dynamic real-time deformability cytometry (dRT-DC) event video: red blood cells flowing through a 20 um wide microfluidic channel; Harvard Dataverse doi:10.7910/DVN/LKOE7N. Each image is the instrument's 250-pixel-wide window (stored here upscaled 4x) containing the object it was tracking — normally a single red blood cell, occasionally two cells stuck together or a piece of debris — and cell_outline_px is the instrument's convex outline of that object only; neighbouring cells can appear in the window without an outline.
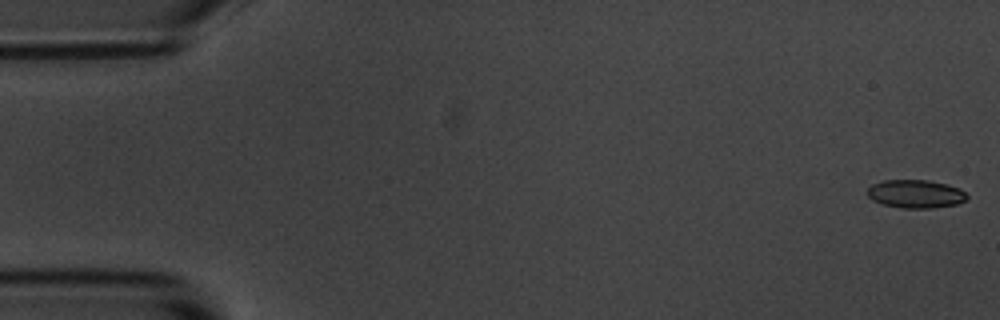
{"species": "common noctule bat (a hibernating species)", "species_latin": "Nyctalus noctula", "temperature_condition": "room temperature", "stored_images_in_passage": 5, "camera_frame_rate_fps": 3000, "um_per_image_px": 0.085, "animal": {"sex": "male", "body_mass_g": 20.1, "forearm_length_mm": 53.5}, "frame": {"image": 1, "passage_image": 1, "time_ms": 0.0, "image_size_px": [1000, 320], "cell_outline_px": [[968, 200], [956, 204], [932, 208], [900, 208], [880, 204], [872, 200], [864, 192], [872, 184], [884, 180], [928, 180], [948, 184], [960, 188], [968, 196]], "centroid_in_image_um": [77.8, 16.48], "position_along_channel_um": 7.2, "area_um2": 16.7}}
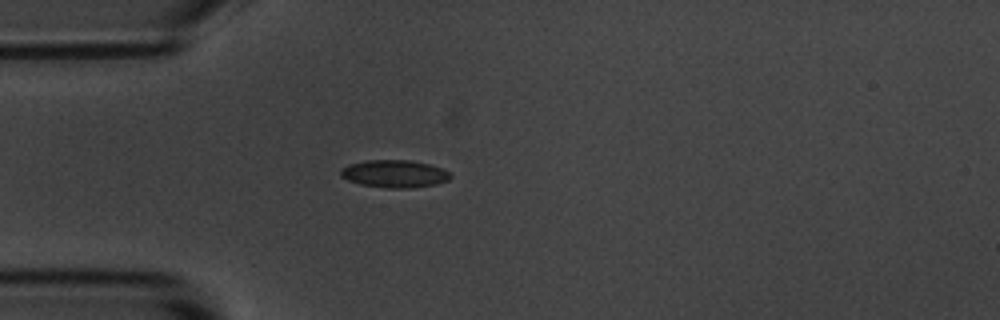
{"frame": {"image": 2, "passage_image": 5, "time_ms": 4.667, "image_size_px": [1000, 320], "cell_outline_px": [[452, 176], [448, 180], [436, 184], [408, 188], [384, 188], [360, 184], [348, 180], [340, 176], [340, 168], [348, 164], [368, 160], [408, 160], [428, 164], [440, 168], [448, 172]], "centroid_in_image_um": [33.48, 14.77], "position_along_channel_um": 51.5, "area_um2": 17.57}}